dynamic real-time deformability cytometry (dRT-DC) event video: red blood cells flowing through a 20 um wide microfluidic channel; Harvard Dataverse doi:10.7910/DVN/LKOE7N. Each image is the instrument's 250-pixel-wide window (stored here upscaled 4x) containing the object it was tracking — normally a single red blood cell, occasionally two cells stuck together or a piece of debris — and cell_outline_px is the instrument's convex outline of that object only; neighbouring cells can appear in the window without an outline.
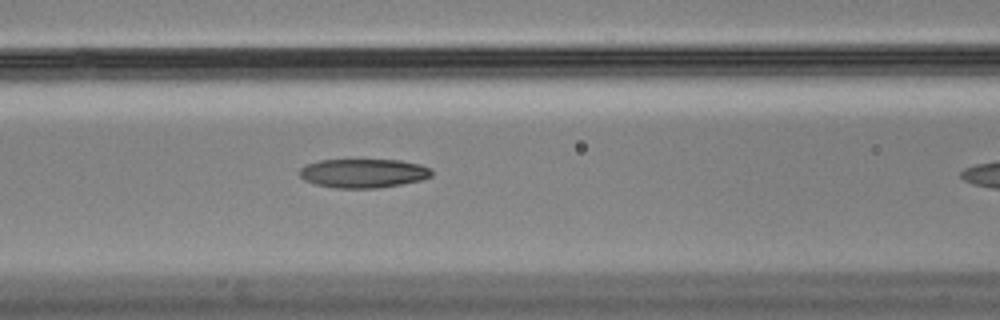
{"species": "Egyptian fruit bat (a non-hibernating species)", "species_latin": "Rousettus aegyptiacus", "temperature_condition": "cold", "stored_images_in_passage": 18, "camera_frame_rate_fps": 3000, "um_per_image_px": 0.085, "animal": {"sex": "male"}, "frame": {"image": 1, "passage_image": 18, "time_ms": 5.667, "image_size_px": [1000, 320], "cell_outline_px": [[432, 176], [420, 180], [400, 184], [376, 188], [336, 188], [316, 184], [304, 180], [296, 172], [304, 164], [320, 160], [400, 160], [420, 164], [432, 168]], "centroid_in_image_um": [30.85, 14.72], "position_along_channel_um": 135.8, "area_um2": 22.43}}